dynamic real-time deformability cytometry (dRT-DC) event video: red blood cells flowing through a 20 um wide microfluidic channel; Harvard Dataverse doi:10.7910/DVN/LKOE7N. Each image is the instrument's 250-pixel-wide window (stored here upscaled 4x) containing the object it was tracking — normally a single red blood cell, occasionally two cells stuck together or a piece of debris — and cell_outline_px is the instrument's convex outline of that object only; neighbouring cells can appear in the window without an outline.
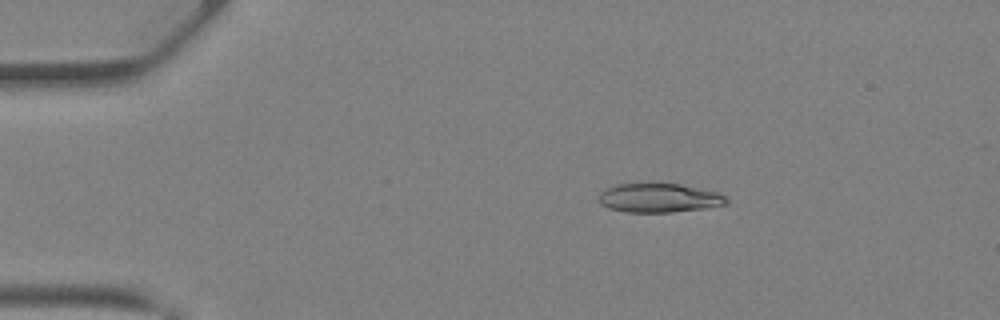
{"species": "Egyptian fruit bat (a non-hibernating species)", "species_latin": "Rousettus aegyptiacus", "temperature_condition": "warm", "stored_images_in_passage": 35, "camera_frame_rate_fps": 3000, "um_per_image_px": 0.085, "animal": {"sex": "female"}, "frame": {"image": 1, "passage_image": 2, "time_ms": 0.333, "image_size_px": [1000, 320], "cell_outline_px": [[728, 204], [708, 208], [672, 212], [624, 212], [608, 208], [600, 204], [596, 200], [596, 196], [604, 188], [616, 184], [680, 184], [720, 192], [728, 200]], "centroid_in_image_um": [55.98, 16.83], "position_along_channel_um": 29.0, "area_um2": 21.96}}
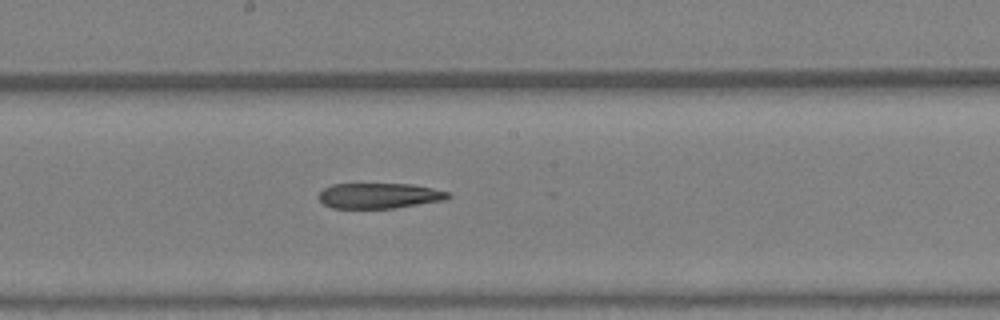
{"frame": {"image": 2, "passage_image": 17, "time_ms": 5.333, "image_size_px": [1000, 320], "cell_outline_px": [[452, 196], [448, 200], [396, 208], [332, 208], [324, 204], [316, 196], [324, 188], [332, 184], [412, 184], [432, 188], [448, 192]], "centroid_in_image_um": [32.26, 16.64], "position_along_channel_um": 215.9, "area_um2": 19.36}}
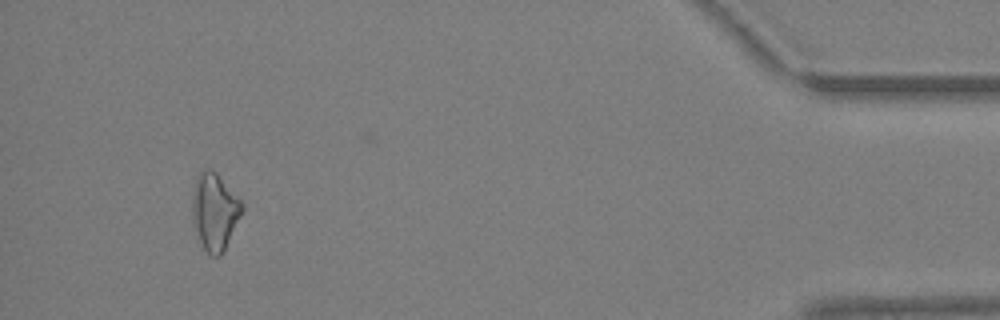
{"frame": {"image": 3, "passage_image": 33, "time_ms": 10.667, "image_size_px": [1000, 320], "cell_outline_px": [[244, 208], [220, 256], [208, 256], [192, 224], [192, 192], [196, 176], [200, 172], [208, 168], [212, 168], [216, 172], [244, 204]], "centroid_in_image_um": [18.21, 17.95], "position_along_channel_um": 417.0, "area_um2": 22.2}}